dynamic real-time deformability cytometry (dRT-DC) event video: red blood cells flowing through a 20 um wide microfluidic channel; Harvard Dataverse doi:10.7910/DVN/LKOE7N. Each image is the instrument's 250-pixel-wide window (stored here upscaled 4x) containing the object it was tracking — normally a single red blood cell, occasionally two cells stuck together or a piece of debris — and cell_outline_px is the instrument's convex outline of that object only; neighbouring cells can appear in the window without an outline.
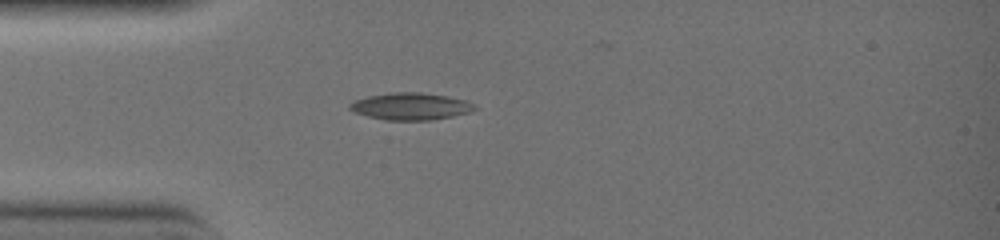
{"species": "common noctule bat (a hibernating species)", "species_latin": "Nyctalus noctula", "temperature_condition": "warm", "stored_images_in_passage": 5, "camera_frame_rate_fps": 3000, "um_per_image_px": 0.085, "animal": {"sex": "female", "body_mass_g": 19.0, "forearm_length_mm": 51.5}, "frame": {"image": 1, "passage_image": 1, "time_ms": 0.0, "image_size_px": [1000, 240], "cell_outline_px": [[476, 108], [472, 112], [432, 120], [388, 120], [368, 116], [352, 112], [348, 108], [348, 104], [352, 100], [368, 96], [392, 92], [420, 92], [448, 96], [468, 100], [476, 104]], "centroid_in_image_um": [34.91, 9.03], "position_along_channel_um": 50.1, "area_um2": 20.0}}